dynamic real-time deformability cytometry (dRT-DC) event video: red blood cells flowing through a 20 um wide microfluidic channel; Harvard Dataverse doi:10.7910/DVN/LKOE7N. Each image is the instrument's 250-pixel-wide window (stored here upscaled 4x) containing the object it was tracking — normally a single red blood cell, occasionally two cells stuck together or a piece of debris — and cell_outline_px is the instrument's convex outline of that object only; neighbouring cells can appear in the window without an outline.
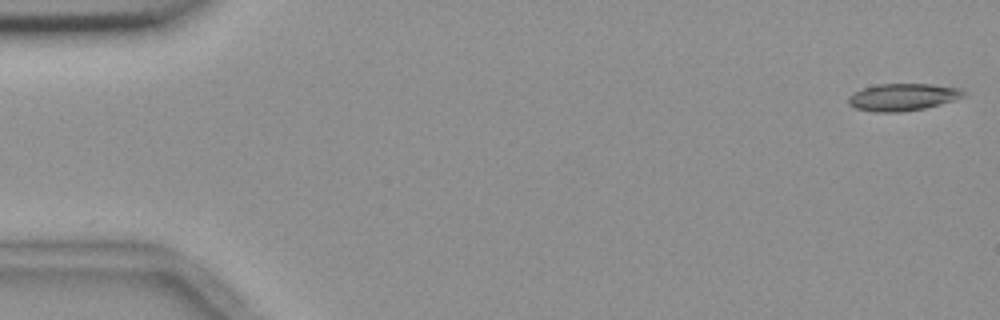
{"species": "common noctule bat (a hibernating species)", "species_latin": "Nyctalus noctula", "temperature_condition": "room temperature", "stored_images_in_passage": 56, "camera_frame_rate_fps": 3000, "um_per_image_px": 0.085, "animal": {"sex": "female", "body_mass_g": 18.4}, "frame": {"image": 1, "passage_image": 1, "time_ms": 0.0, "image_size_px": [1000, 320], "cell_outline_px": [[968, 96], [940, 104], [924, 108], [904, 112], [872, 112], [856, 108], [848, 104], [848, 96], [852, 92], [864, 88], [880, 84], [932, 84], [960, 88]], "centroid_in_image_um": [76.73, 8.26], "position_along_channel_um": 8.3, "area_um2": 18.38}}
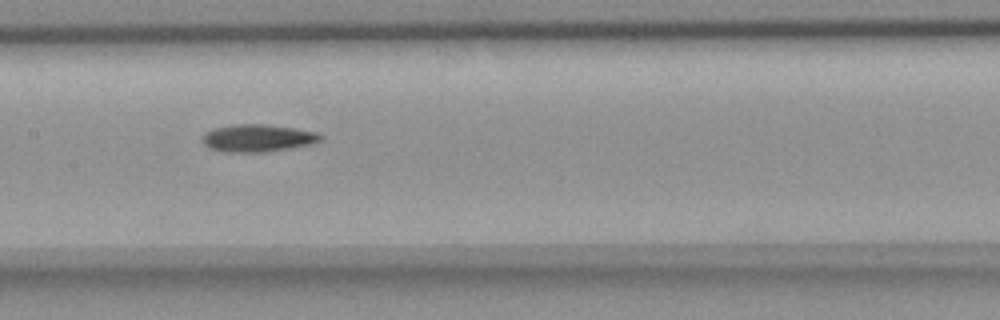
{"frame": {"image": 2, "passage_image": 27, "time_ms": 8.667, "image_size_px": [1000, 320], "cell_outline_px": [[324, 136], [320, 140], [312, 144], [288, 148], [260, 152], [228, 152], [208, 148], [200, 140], [204, 132], [212, 128], [232, 124], [264, 124], [296, 128], [316, 132]], "centroid_in_image_um": [21.85, 11.72], "position_along_channel_um": 185.5, "area_um2": 19.02}}
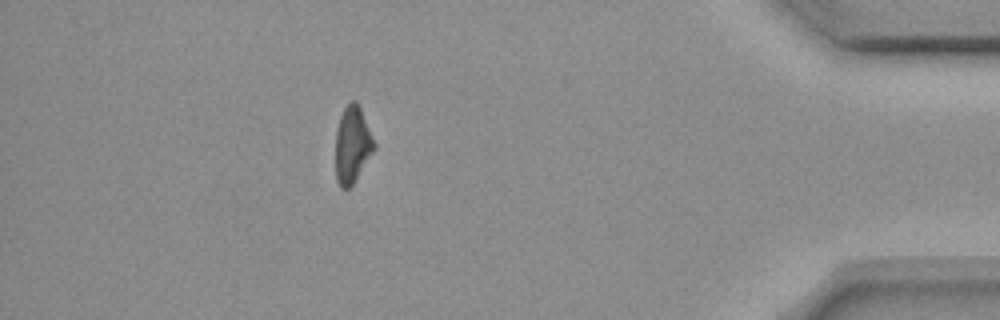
{"frame": {"image": 3, "passage_image": 49, "time_ms": 16.0, "image_size_px": [1000, 320], "cell_outline_px": [[376, 148], [352, 184], [348, 188], [340, 188], [336, 180], [336, 132], [340, 116], [344, 108], [352, 100], [356, 100], [360, 108], [376, 144]], "centroid_in_image_um": [29.95, 12.3], "position_along_channel_um": 405.3, "area_um2": 17.05}}